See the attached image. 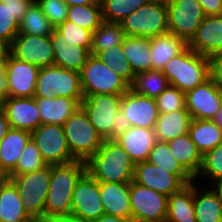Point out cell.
<instances>
[{
  "label": "cell",
  "instance_id": "cb8c5ba5",
  "mask_svg": "<svg viewBox=\"0 0 222 222\" xmlns=\"http://www.w3.org/2000/svg\"><path fill=\"white\" fill-rule=\"evenodd\" d=\"M50 36L54 50V65L81 72L90 52L82 46L71 45L55 29Z\"/></svg>",
  "mask_w": 222,
  "mask_h": 222
},
{
  "label": "cell",
  "instance_id": "ffe728a7",
  "mask_svg": "<svg viewBox=\"0 0 222 222\" xmlns=\"http://www.w3.org/2000/svg\"><path fill=\"white\" fill-rule=\"evenodd\" d=\"M187 46L207 57L222 51V15L205 16Z\"/></svg>",
  "mask_w": 222,
  "mask_h": 222
},
{
  "label": "cell",
  "instance_id": "484cf974",
  "mask_svg": "<svg viewBox=\"0 0 222 222\" xmlns=\"http://www.w3.org/2000/svg\"><path fill=\"white\" fill-rule=\"evenodd\" d=\"M191 120L190 113L186 109L159 113L154 127L157 141L168 142L176 137L186 135Z\"/></svg>",
  "mask_w": 222,
  "mask_h": 222
},
{
  "label": "cell",
  "instance_id": "f907efd6",
  "mask_svg": "<svg viewBox=\"0 0 222 222\" xmlns=\"http://www.w3.org/2000/svg\"><path fill=\"white\" fill-rule=\"evenodd\" d=\"M206 16L222 15V0H198Z\"/></svg>",
  "mask_w": 222,
  "mask_h": 222
},
{
  "label": "cell",
  "instance_id": "6da1fadb",
  "mask_svg": "<svg viewBox=\"0 0 222 222\" xmlns=\"http://www.w3.org/2000/svg\"><path fill=\"white\" fill-rule=\"evenodd\" d=\"M86 171L98 182L130 183L135 163L115 140H104L86 161Z\"/></svg>",
  "mask_w": 222,
  "mask_h": 222
},
{
  "label": "cell",
  "instance_id": "b9f144b4",
  "mask_svg": "<svg viewBox=\"0 0 222 222\" xmlns=\"http://www.w3.org/2000/svg\"><path fill=\"white\" fill-rule=\"evenodd\" d=\"M201 174L209 183L213 182L214 187L222 182V143L202 156L201 168L194 178L195 182L198 177L202 178Z\"/></svg>",
  "mask_w": 222,
  "mask_h": 222
},
{
  "label": "cell",
  "instance_id": "e575fe53",
  "mask_svg": "<svg viewBox=\"0 0 222 222\" xmlns=\"http://www.w3.org/2000/svg\"><path fill=\"white\" fill-rule=\"evenodd\" d=\"M125 33L120 23L105 22L93 31L90 54L97 55L113 46L122 45Z\"/></svg>",
  "mask_w": 222,
  "mask_h": 222
},
{
  "label": "cell",
  "instance_id": "f35d334b",
  "mask_svg": "<svg viewBox=\"0 0 222 222\" xmlns=\"http://www.w3.org/2000/svg\"><path fill=\"white\" fill-rule=\"evenodd\" d=\"M151 0H100L105 22L120 23L124 18Z\"/></svg>",
  "mask_w": 222,
  "mask_h": 222
},
{
  "label": "cell",
  "instance_id": "8992f818",
  "mask_svg": "<svg viewBox=\"0 0 222 222\" xmlns=\"http://www.w3.org/2000/svg\"><path fill=\"white\" fill-rule=\"evenodd\" d=\"M83 96L95 94L122 95L130 86L97 56L90 54L81 72Z\"/></svg>",
  "mask_w": 222,
  "mask_h": 222
},
{
  "label": "cell",
  "instance_id": "f6af8a7d",
  "mask_svg": "<svg viewBox=\"0 0 222 222\" xmlns=\"http://www.w3.org/2000/svg\"><path fill=\"white\" fill-rule=\"evenodd\" d=\"M42 12L49 19L51 25L56 28L67 20L68 5L63 0H35Z\"/></svg>",
  "mask_w": 222,
  "mask_h": 222
},
{
  "label": "cell",
  "instance_id": "d590c367",
  "mask_svg": "<svg viewBox=\"0 0 222 222\" xmlns=\"http://www.w3.org/2000/svg\"><path fill=\"white\" fill-rule=\"evenodd\" d=\"M169 85L162 71L152 69L136 75L130 88L137 94L156 99Z\"/></svg>",
  "mask_w": 222,
  "mask_h": 222
},
{
  "label": "cell",
  "instance_id": "5b68a950",
  "mask_svg": "<svg viewBox=\"0 0 222 222\" xmlns=\"http://www.w3.org/2000/svg\"><path fill=\"white\" fill-rule=\"evenodd\" d=\"M84 98L80 72L51 65L39 69L33 97Z\"/></svg>",
  "mask_w": 222,
  "mask_h": 222
},
{
  "label": "cell",
  "instance_id": "44dd1931",
  "mask_svg": "<svg viewBox=\"0 0 222 222\" xmlns=\"http://www.w3.org/2000/svg\"><path fill=\"white\" fill-rule=\"evenodd\" d=\"M115 141L128 153L137 164L147 161L149 153L157 142L154 129L132 126Z\"/></svg>",
  "mask_w": 222,
  "mask_h": 222
},
{
  "label": "cell",
  "instance_id": "f5cc1de1",
  "mask_svg": "<svg viewBox=\"0 0 222 222\" xmlns=\"http://www.w3.org/2000/svg\"><path fill=\"white\" fill-rule=\"evenodd\" d=\"M7 77L5 60L0 61V106L7 97Z\"/></svg>",
  "mask_w": 222,
  "mask_h": 222
},
{
  "label": "cell",
  "instance_id": "7402d4cb",
  "mask_svg": "<svg viewBox=\"0 0 222 222\" xmlns=\"http://www.w3.org/2000/svg\"><path fill=\"white\" fill-rule=\"evenodd\" d=\"M105 214L131 221L130 183L99 182Z\"/></svg>",
  "mask_w": 222,
  "mask_h": 222
},
{
  "label": "cell",
  "instance_id": "ac0fdd59",
  "mask_svg": "<svg viewBox=\"0 0 222 222\" xmlns=\"http://www.w3.org/2000/svg\"><path fill=\"white\" fill-rule=\"evenodd\" d=\"M133 181L167 197L186 186L176 175L150 164L148 161L135 164Z\"/></svg>",
  "mask_w": 222,
  "mask_h": 222
},
{
  "label": "cell",
  "instance_id": "2e32d148",
  "mask_svg": "<svg viewBox=\"0 0 222 222\" xmlns=\"http://www.w3.org/2000/svg\"><path fill=\"white\" fill-rule=\"evenodd\" d=\"M186 110L192 119L212 120L220 110L219 85L210 77L185 93Z\"/></svg>",
  "mask_w": 222,
  "mask_h": 222
},
{
  "label": "cell",
  "instance_id": "7c38bea8",
  "mask_svg": "<svg viewBox=\"0 0 222 222\" xmlns=\"http://www.w3.org/2000/svg\"><path fill=\"white\" fill-rule=\"evenodd\" d=\"M205 16L198 0H171L167 4L168 31L188 43Z\"/></svg>",
  "mask_w": 222,
  "mask_h": 222
},
{
  "label": "cell",
  "instance_id": "f1b7e54d",
  "mask_svg": "<svg viewBox=\"0 0 222 222\" xmlns=\"http://www.w3.org/2000/svg\"><path fill=\"white\" fill-rule=\"evenodd\" d=\"M31 132L10 128L0 144V168L9 174L16 166Z\"/></svg>",
  "mask_w": 222,
  "mask_h": 222
},
{
  "label": "cell",
  "instance_id": "680465c9",
  "mask_svg": "<svg viewBox=\"0 0 222 222\" xmlns=\"http://www.w3.org/2000/svg\"><path fill=\"white\" fill-rule=\"evenodd\" d=\"M9 46L0 39V61L5 60L8 54Z\"/></svg>",
  "mask_w": 222,
  "mask_h": 222
},
{
  "label": "cell",
  "instance_id": "ab89813d",
  "mask_svg": "<svg viewBox=\"0 0 222 222\" xmlns=\"http://www.w3.org/2000/svg\"><path fill=\"white\" fill-rule=\"evenodd\" d=\"M101 61L109 66L131 87L135 80V75L126 60L122 45L113 46L107 50L101 51L96 55Z\"/></svg>",
  "mask_w": 222,
  "mask_h": 222
},
{
  "label": "cell",
  "instance_id": "e0dca14e",
  "mask_svg": "<svg viewBox=\"0 0 222 222\" xmlns=\"http://www.w3.org/2000/svg\"><path fill=\"white\" fill-rule=\"evenodd\" d=\"M120 110L135 127L154 129L159 112L154 98L137 94L131 88L122 94Z\"/></svg>",
  "mask_w": 222,
  "mask_h": 222
},
{
  "label": "cell",
  "instance_id": "d4e9b609",
  "mask_svg": "<svg viewBox=\"0 0 222 222\" xmlns=\"http://www.w3.org/2000/svg\"><path fill=\"white\" fill-rule=\"evenodd\" d=\"M203 189L201 191L194 183L196 222H222V197L220 193L211 185Z\"/></svg>",
  "mask_w": 222,
  "mask_h": 222
},
{
  "label": "cell",
  "instance_id": "4316f807",
  "mask_svg": "<svg viewBox=\"0 0 222 222\" xmlns=\"http://www.w3.org/2000/svg\"><path fill=\"white\" fill-rule=\"evenodd\" d=\"M151 38L125 36L122 49L134 75L152 70Z\"/></svg>",
  "mask_w": 222,
  "mask_h": 222
},
{
  "label": "cell",
  "instance_id": "9f6ffc18",
  "mask_svg": "<svg viewBox=\"0 0 222 222\" xmlns=\"http://www.w3.org/2000/svg\"><path fill=\"white\" fill-rule=\"evenodd\" d=\"M219 98H220V110L217 112L215 117L212 119L214 123L222 129V86H219Z\"/></svg>",
  "mask_w": 222,
  "mask_h": 222
},
{
  "label": "cell",
  "instance_id": "f546056e",
  "mask_svg": "<svg viewBox=\"0 0 222 222\" xmlns=\"http://www.w3.org/2000/svg\"><path fill=\"white\" fill-rule=\"evenodd\" d=\"M165 222H196L194 209V182L168 197Z\"/></svg>",
  "mask_w": 222,
  "mask_h": 222
},
{
  "label": "cell",
  "instance_id": "3957f363",
  "mask_svg": "<svg viewBox=\"0 0 222 222\" xmlns=\"http://www.w3.org/2000/svg\"><path fill=\"white\" fill-rule=\"evenodd\" d=\"M162 72L170 86L186 93L210 78V60L187 46L165 64Z\"/></svg>",
  "mask_w": 222,
  "mask_h": 222
},
{
  "label": "cell",
  "instance_id": "7dc6e473",
  "mask_svg": "<svg viewBox=\"0 0 222 222\" xmlns=\"http://www.w3.org/2000/svg\"><path fill=\"white\" fill-rule=\"evenodd\" d=\"M34 1L35 0H3L2 2L10 8L12 16L20 22Z\"/></svg>",
  "mask_w": 222,
  "mask_h": 222
},
{
  "label": "cell",
  "instance_id": "4dcf8cb0",
  "mask_svg": "<svg viewBox=\"0 0 222 222\" xmlns=\"http://www.w3.org/2000/svg\"><path fill=\"white\" fill-rule=\"evenodd\" d=\"M172 156L178 163L195 178L200 171L202 155L189 134L176 137L168 142Z\"/></svg>",
  "mask_w": 222,
  "mask_h": 222
},
{
  "label": "cell",
  "instance_id": "836d02e7",
  "mask_svg": "<svg viewBox=\"0 0 222 222\" xmlns=\"http://www.w3.org/2000/svg\"><path fill=\"white\" fill-rule=\"evenodd\" d=\"M147 161L176 175L185 185L194 181V178L172 156L167 142L157 141L149 153Z\"/></svg>",
  "mask_w": 222,
  "mask_h": 222
},
{
  "label": "cell",
  "instance_id": "8fae6325",
  "mask_svg": "<svg viewBox=\"0 0 222 222\" xmlns=\"http://www.w3.org/2000/svg\"><path fill=\"white\" fill-rule=\"evenodd\" d=\"M71 214L80 222H92L105 214L100 197L99 182L87 171L75 185Z\"/></svg>",
  "mask_w": 222,
  "mask_h": 222
},
{
  "label": "cell",
  "instance_id": "6125c7cd",
  "mask_svg": "<svg viewBox=\"0 0 222 222\" xmlns=\"http://www.w3.org/2000/svg\"><path fill=\"white\" fill-rule=\"evenodd\" d=\"M153 2L163 3V4H169L171 0H151Z\"/></svg>",
  "mask_w": 222,
  "mask_h": 222
},
{
  "label": "cell",
  "instance_id": "6f0895ef",
  "mask_svg": "<svg viewBox=\"0 0 222 222\" xmlns=\"http://www.w3.org/2000/svg\"><path fill=\"white\" fill-rule=\"evenodd\" d=\"M68 6L101 3L100 0H63Z\"/></svg>",
  "mask_w": 222,
  "mask_h": 222
},
{
  "label": "cell",
  "instance_id": "603a6c76",
  "mask_svg": "<svg viewBox=\"0 0 222 222\" xmlns=\"http://www.w3.org/2000/svg\"><path fill=\"white\" fill-rule=\"evenodd\" d=\"M39 108L41 124L63 126L66 120L80 107L83 98L34 97Z\"/></svg>",
  "mask_w": 222,
  "mask_h": 222
},
{
  "label": "cell",
  "instance_id": "94428289",
  "mask_svg": "<svg viewBox=\"0 0 222 222\" xmlns=\"http://www.w3.org/2000/svg\"><path fill=\"white\" fill-rule=\"evenodd\" d=\"M215 188L218 190V192L220 193V196L222 197V182L217 184Z\"/></svg>",
  "mask_w": 222,
  "mask_h": 222
},
{
  "label": "cell",
  "instance_id": "11a10c76",
  "mask_svg": "<svg viewBox=\"0 0 222 222\" xmlns=\"http://www.w3.org/2000/svg\"><path fill=\"white\" fill-rule=\"evenodd\" d=\"M92 222H131V221L121 217L103 214L100 218Z\"/></svg>",
  "mask_w": 222,
  "mask_h": 222
},
{
  "label": "cell",
  "instance_id": "1f68e13d",
  "mask_svg": "<svg viewBox=\"0 0 222 222\" xmlns=\"http://www.w3.org/2000/svg\"><path fill=\"white\" fill-rule=\"evenodd\" d=\"M0 222H33L25 212L17 188L10 180L0 190Z\"/></svg>",
  "mask_w": 222,
  "mask_h": 222
},
{
  "label": "cell",
  "instance_id": "c3c4849f",
  "mask_svg": "<svg viewBox=\"0 0 222 222\" xmlns=\"http://www.w3.org/2000/svg\"><path fill=\"white\" fill-rule=\"evenodd\" d=\"M131 127L132 125L130 124L127 116L121 110H119L114 118V121L112 122L110 140H115Z\"/></svg>",
  "mask_w": 222,
  "mask_h": 222
},
{
  "label": "cell",
  "instance_id": "ba28073f",
  "mask_svg": "<svg viewBox=\"0 0 222 222\" xmlns=\"http://www.w3.org/2000/svg\"><path fill=\"white\" fill-rule=\"evenodd\" d=\"M125 36L152 38L168 31L167 4L150 1L120 22Z\"/></svg>",
  "mask_w": 222,
  "mask_h": 222
},
{
  "label": "cell",
  "instance_id": "681fc988",
  "mask_svg": "<svg viewBox=\"0 0 222 222\" xmlns=\"http://www.w3.org/2000/svg\"><path fill=\"white\" fill-rule=\"evenodd\" d=\"M210 60V77L222 86V51L209 57Z\"/></svg>",
  "mask_w": 222,
  "mask_h": 222
},
{
  "label": "cell",
  "instance_id": "74e56055",
  "mask_svg": "<svg viewBox=\"0 0 222 222\" xmlns=\"http://www.w3.org/2000/svg\"><path fill=\"white\" fill-rule=\"evenodd\" d=\"M67 20L93 32L103 22L101 3L68 6Z\"/></svg>",
  "mask_w": 222,
  "mask_h": 222
},
{
  "label": "cell",
  "instance_id": "83f0119b",
  "mask_svg": "<svg viewBox=\"0 0 222 222\" xmlns=\"http://www.w3.org/2000/svg\"><path fill=\"white\" fill-rule=\"evenodd\" d=\"M187 43L173 33L167 32L151 38L152 69L162 71L165 64L180 54Z\"/></svg>",
  "mask_w": 222,
  "mask_h": 222
},
{
  "label": "cell",
  "instance_id": "91938a15",
  "mask_svg": "<svg viewBox=\"0 0 222 222\" xmlns=\"http://www.w3.org/2000/svg\"><path fill=\"white\" fill-rule=\"evenodd\" d=\"M9 180L8 174L0 168V190Z\"/></svg>",
  "mask_w": 222,
  "mask_h": 222
},
{
  "label": "cell",
  "instance_id": "d6a6232c",
  "mask_svg": "<svg viewBox=\"0 0 222 222\" xmlns=\"http://www.w3.org/2000/svg\"><path fill=\"white\" fill-rule=\"evenodd\" d=\"M188 134L202 156L222 143V129L213 120L192 119Z\"/></svg>",
  "mask_w": 222,
  "mask_h": 222
},
{
  "label": "cell",
  "instance_id": "db71d44e",
  "mask_svg": "<svg viewBox=\"0 0 222 222\" xmlns=\"http://www.w3.org/2000/svg\"><path fill=\"white\" fill-rule=\"evenodd\" d=\"M10 124L5 113L0 108V144L10 129Z\"/></svg>",
  "mask_w": 222,
  "mask_h": 222
},
{
  "label": "cell",
  "instance_id": "5bb4252c",
  "mask_svg": "<svg viewBox=\"0 0 222 222\" xmlns=\"http://www.w3.org/2000/svg\"><path fill=\"white\" fill-rule=\"evenodd\" d=\"M8 53L20 61L39 68L54 65L51 36L18 33L9 45Z\"/></svg>",
  "mask_w": 222,
  "mask_h": 222
},
{
  "label": "cell",
  "instance_id": "816d5d0a",
  "mask_svg": "<svg viewBox=\"0 0 222 222\" xmlns=\"http://www.w3.org/2000/svg\"><path fill=\"white\" fill-rule=\"evenodd\" d=\"M33 222H80L72 214L69 215H47L43 214L35 219Z\"/></svg>",
  "mask_w": 222,
  "mask_h": 222
},
{
  "label": "cell",
  "instance_id": "bcb514c9",
  "mask_svg": "<svg viewBox=\"0 0 222 222\" xmlns=\"http://www.w3.org/2000/svg\"><path fill=\"white\" fill-rule=\"evenodd\" d=\"M19 33V22L5 3L0 1V39L8 46Z\"/></svg>",
  "mask_w": 222,
  "mask_h": 222
},
{
  "label": "cell",
  "instance_id": "7a4b0ae2",
  "mask_svg": "<svg viewBox=\"0 0 222 222\" xmlns=\"http://www.w3.org/2000/svg\"><path fill=\"white\" fill-rule=\"evenodd\" d=\"M86 172V162L75 160L67 164L51 165V180L44 214H71L72 196L79 178Z\"/></svg>",
  "mask_w": 222,
  "mask_h": 222
},
{
  "label": "cell",
  "instance_id": "30bf717a",
  "mask_svg": "<svg viewBox=\"0 0 222 222\" xmlns=\"http://www.w3.org/2000/svg\"><path fill=\"white\" fill-rule=\"evenodd\" d=\"M31 138L47 165L67 164L75 161L71 156L63 126L41 124L31 132Z\"/></svg>",
  "mask_w": 222,
  "mask_h": 222
},
{
  "label": "cell",
  "instance_id": "7bdbcfd3",
  "mask_svg": "<svg viewBox=\"0 0 222 222\" xmlns=\"http://www.w3.org/2000/svg\"><path fill=\"white\" fill-rule=\"evenodd\" d=\"M55 30L71 45L82 46L90 52L93 38L92 31L82 28L69 20H65L63 23L59 24Z\"/></svg>",
  "mask_w": 222,
  "mask_h": 222
},
{
  "label": "cell",
  "instance_id": "9a60e30c",
  "mask_svg": "<svg viewBox=\"0 0 222 222\" xmlns=\"http://www.w3.org/2000/svg\"><path fill=\"white\" fill-rule=\"evenodd\" d=\"M7 77V97H33L39 67L20 61L9 53L5 59Z\"/></svg>",
  "mask_w": 222,
  "mask_h": 222
},
{
  "label": "cell",
  "instance_id": "d6986e66",
  "mask_svg": "<svg viewBox=\"0 0 222 222\" xmlns=\"http://www.w3.org/2000/svg\"><path fill=\"white\" fill-rule=\"evenodd\" d=\"M0 108L11 128L32 132L41 125L40 112L34 97H6Z\"/></svg>",
  "mask_w": 222,
  "mask_h": 222
},
{
  "label": "cell",
  "instance_id": "60d3db41",
  "mask_svg": "<svg viewBox=\"0 0 222 222\" xmlns=\"http://www.w3.org/2000/svg\"><path fill=\"white\" fill-rule=\"evenodd\" d=\"M45 166H47V163L42 158L35 142L30 138L18 159L15 168L8 174V176L15 177L20 174L34 172Z\"/></svg>",
  "mask_w": 222,
  "mask_h": 222
},
{
  "label": "cell",
  "instance_id": "8d00e7d4",
  "mask_svg": "<svg viewBox=\"0 0 222 222\" xmlns=\"http://www.w3.org/2000/svg\"><path fill=\"white\" fill-rule=\"evenodd\" d=\"M55 28L34 1L19 22V33L38 36H50Z\"/></svg>",
  "mask_w": 222,
  "mask_h": 222
},
{
  "label": "cell",
  "instance_id": "4fadbf2b",
  "mask_svg": "<svg viewBox=\"0 0 222 222\" xmlns=\"http://www.w3.org/2000/svg\"><path fill=\"white\" fill-rule=\"evenodd\" d=\"M122 95L95 94L85 96L80 103L90 123L103 140H110L112 122L121 106Z\"/></svg>",
  "mask_w": 222,
  "mask_h": 222
},
{
  "label": "cell",
  "instance_id": "9c48e42d",
  "mask_svg": "<svg viewBox=\"0 0 222 222\" xmlns=\"http://www.w3.org/2000/svg\"><path fill=\"white\" fill-rule=\"evenodd\" d=\"M131 222H165L168 197L130 182Z\"/></svg>",
  "mask_w": 222,
  "mask_h": 222
},
{
  "label": "cell",
  "instance_id": "277c9868",
  "mask_svg": "<svg viewBox=\"0 0 222 222\" xmlns=\"http://www.w3.org/2000/svg\"><path fill=\"white\" fill-rule=\"evenodd\" d=\"M63 129L75 160L86 162L104 141L81 107L66 120Z\"/></svg>",
  "mask_w": 222,
  "mask_h": 222
},
{
  "label": "cell",
  "instance_id": "ee69618b",
  "mask_svg": "<svg viewBox=\"0 0 222 222\" xmlns=\"http://www.w3.org/2000/svg\"><path fill=\"white\" fill-rule=\"evenodd\" d=\"M155 100L159 113L186 109L185 93L170 85Z\"/></svg>",
  "mask_w": 222,
  "mask_h": 222
},
{
  "label": "cell",
  "instance_id": "52a82bcc",
  "mask_svg": "<svg viewBox=\"0 0 222 222\" xmlns=\"http://www.w3.org/2000/svg\"><path fill=\"white\" fill-rule=\"evenodd\" d=\"M9 180L17 188L27 215L31 219L43 215L51 180V165L34 172L9 177Z\"/></svg>",
  "mask_w": 222,
  "mask_h": 222
}]
</instances>
